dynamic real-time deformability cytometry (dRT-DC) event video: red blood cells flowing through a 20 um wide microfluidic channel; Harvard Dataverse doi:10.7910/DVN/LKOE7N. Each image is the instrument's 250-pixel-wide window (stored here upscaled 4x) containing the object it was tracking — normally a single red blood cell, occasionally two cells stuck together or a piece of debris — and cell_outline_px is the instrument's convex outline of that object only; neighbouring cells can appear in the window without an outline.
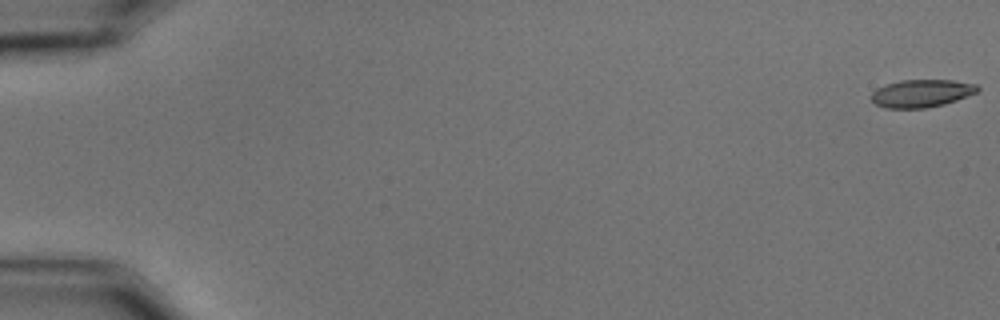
{"species": "common noctule bat (a hibernating species)", "species_latin": "Nyctalus noctula", "temperature_condition": "cold", "stored_images_in_passage": 21, "camera_frame_rate_fps": 3000, "um_per_image_px": 0.085, "animal": {"sex": "male", "body_mass_g": 15.6}, "frame": {"image": 1, "passage_image": 1, "time_ms": 0.0, "image_size_px": [1000, 320], "cell_outline_px": [[980, 88], [976, 92], [956, 100], [944, 104], [924, 108], [884, 108], [876, 104], [872, 100], [872, 92], [876, 88], [884, 84], [900, 80], [952, 80], [976, 84]], "centroid_in_image_um": [78.29, 7.92], "position_along_channel_um": 6.7, "area_um2": 17.11}}
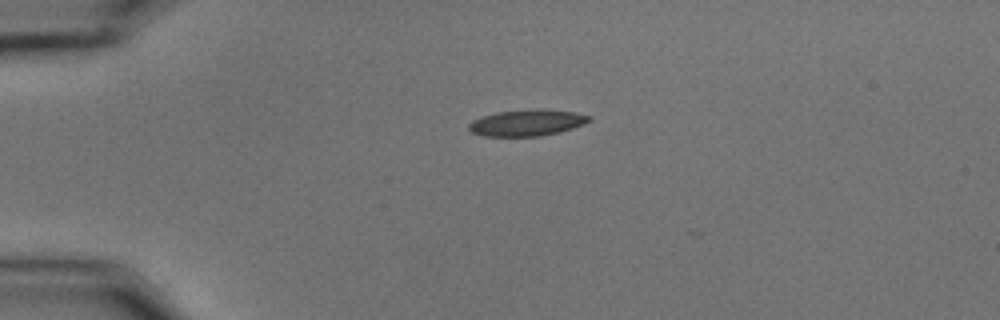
{"frame": {"image": 2, "passage_image": 15, "time_ms": 4.667, "image_size_px": [1000, 320], "cell_outline_px": [[592, 120], [584, 124], [560, 132], [540, 136], [484, 136], [472, 132], [468, 128], [468, 124], [472, 120], [496, 112], [572, 112], [592, 116]], "centroid_in_image_um": [44.76, 10.49], "position_along_channel_um": 40.2, "area_um2": 17.4}}